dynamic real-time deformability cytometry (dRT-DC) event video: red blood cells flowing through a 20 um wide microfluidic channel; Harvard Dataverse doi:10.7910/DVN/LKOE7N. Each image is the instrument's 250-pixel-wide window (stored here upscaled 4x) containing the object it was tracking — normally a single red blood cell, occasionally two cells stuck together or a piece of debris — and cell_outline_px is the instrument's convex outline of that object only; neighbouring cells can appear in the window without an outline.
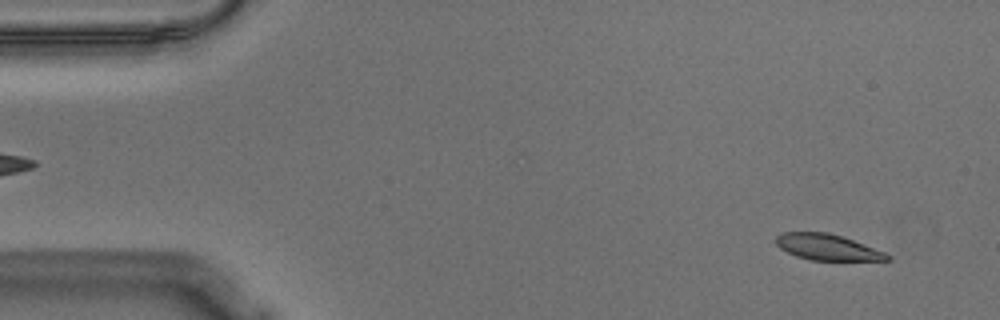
{"species": "Egyptian fruit bat (a non-hibernating species)", "species_latin": "Rousettus aegyptiacus", "temperature_condition": "warm", "stored_images_in_passage": 55, "camera_frame_rate_fps": 3000, "um_per_image_px": 0.085, "animal": {"sex": "male"}, "frame": {"image": 1, "passage_image": 3, "time_ms": 0.667, "image_size_px": [1000, 320], "cell_outline_px": [[892, 260], [812, 260], [796, 256], [780, 248], [776, 244], [776, 236], [784, 232], [828, 232], [852, 240], [884, 252], [892, 256]], "centroid_in_image_um": [70.31, 21.01], "position_along_channel_um": 14.7, "area_um2": 16.59}}
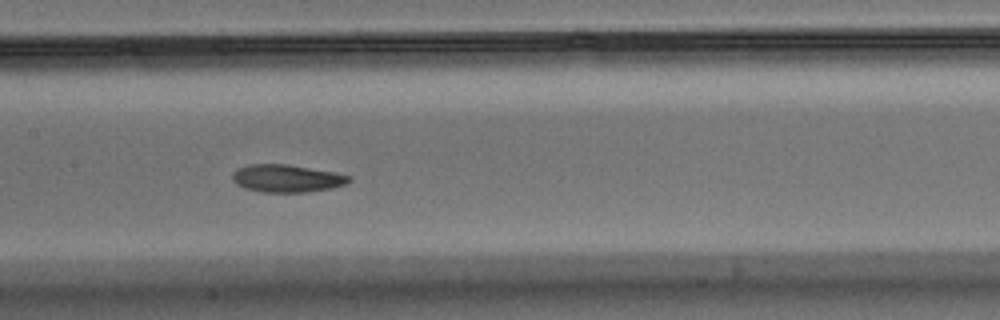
{"frame": {"image": 2, "passage_image": 26, "time_ms": 8.333, "image_size_px": [1000, 320], "cell_outline_px": [[352, 180], [344, 184], [332, 188], [308, 192], [264, 192], [244, 188], [236, 184], [232, 180], [232, 172], [236, 168], [248, 164], [288, 164], [332, 172], [352, 176]], "centroid_in_image_um": [24.34, 15.16], "position_along_channel_um": 183.1, "area_um2": 18.84}}
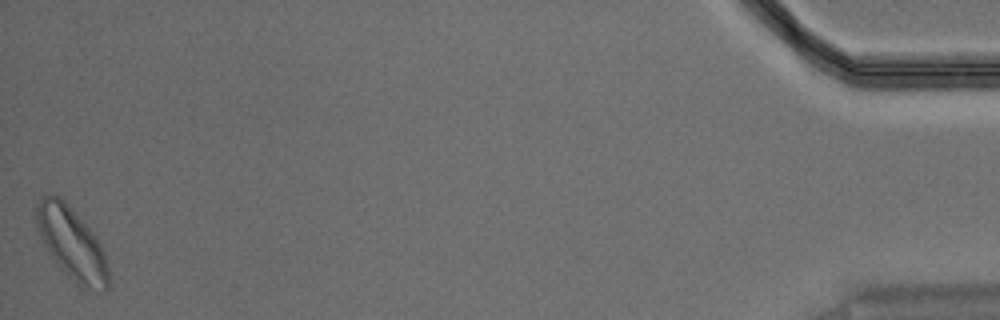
{"frame": {"image": 3, "passage_image": 55, "time_ms": 18.0, "image_size_px": [1000, 320], "cell_outline_px": [[108, 288], [104, 292], [96, 292], [80, 288], [60, 268], [48, 252], [36, 228], [36, 204], [44, 192], [52, 192], [60, 196], [68, 204], [96, 236], [104, 252], [108, 264]], "centroid_in_image_um": [6.09, 20.69], "position_along_channel_um": 429.1, "area_um2": 30.92}, "authors_computed_cell_mechanics": {"area_um2": 18.8428, "velocity_mm_per_s": 3.5506, "shape_relaxation_time_tau1_ms": 3.9379, "shape_relaxation_time_tau2_ms": 4.9764, "deformation_change_tau1": 0.1317, "deformation_change_tau2": 0.1142}}